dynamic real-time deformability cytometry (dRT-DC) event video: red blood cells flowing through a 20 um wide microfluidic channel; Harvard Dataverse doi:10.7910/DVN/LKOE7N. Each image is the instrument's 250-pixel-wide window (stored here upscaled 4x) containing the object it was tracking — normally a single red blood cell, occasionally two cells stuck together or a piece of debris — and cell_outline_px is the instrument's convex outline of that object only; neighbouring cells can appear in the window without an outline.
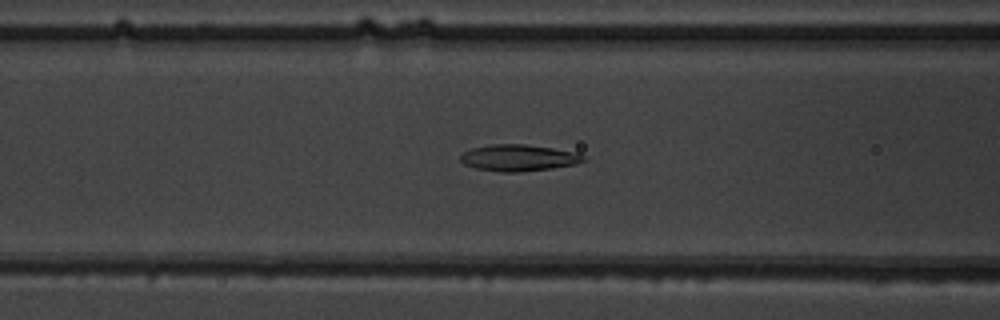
{"species": "common noctule bat (a hibernating species)", "species_latin": "Nyctalus noctula", "temperature_condition": "warm", "stored_images_in_passage": 41, "camera_frame_rate_fps": 3000, "um_per_image_px": 0.085, "animal": {"sex": "male", "body_mass_g": 19.5, "forearm_length_mm": 54.6}, "frame": {"image": 1, "passage_image": 20, "time_ms": 6.333, "image_size_px": [1000, 320], "cell_outline_px": [[588, 160], [576, 164], [552, 168], [520, 172], [500, 172], [476, 168], [464, 164], [460, 160], [460, 156], [464, 152], [472, 148], [488, 144], [524, 144], [552, 148], [576, 152], [584, 156]], "centroid_in_image_um": [44.09, 13.41], "position_along_channel_um": 122.5, "area_um2": 19.07}}
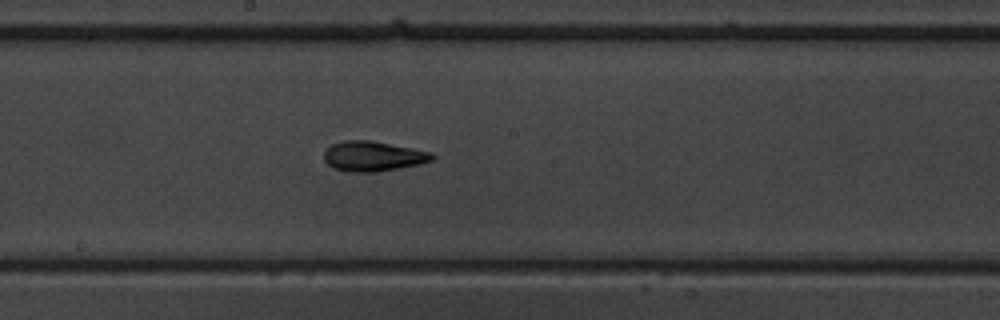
{"frame": {"image": 2, "passage_image": 27, "time_ms": 8.667, "image_size_px": [1000, 320], "cell_outline_px": [[436, 156], [432, 160], [420, 164], [376, 172], [348, 172], [332, 168], [324, 160], [324, 152], [332, 144], [344, 140], [372, 140], [432, 152]], "centroid_in_image_um": [31.7, 13.28], "position_along_channel_um": 216.5, "area_um2": 19.02}}
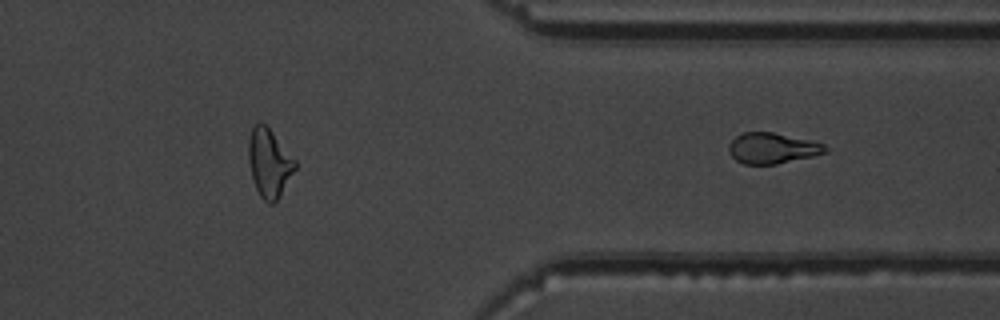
{"frame": {"image": 3, "passage_image": 41, "time_ms": 13.333, "image_size_px": [1000, 320], "cell_outline_px": [[828, 152], [812, 156], [776, 164], [744, 164], [736, 160], [732, 156], [728, 148], [728, 144], [736, 136], [744, 132], [772, 132], [808, 140], [824, 144], [828, 148]], "centroid_in_image_um": [65.63, 12.6], "position_along_channel_um": 345.8, "area_um2": 17.11}}